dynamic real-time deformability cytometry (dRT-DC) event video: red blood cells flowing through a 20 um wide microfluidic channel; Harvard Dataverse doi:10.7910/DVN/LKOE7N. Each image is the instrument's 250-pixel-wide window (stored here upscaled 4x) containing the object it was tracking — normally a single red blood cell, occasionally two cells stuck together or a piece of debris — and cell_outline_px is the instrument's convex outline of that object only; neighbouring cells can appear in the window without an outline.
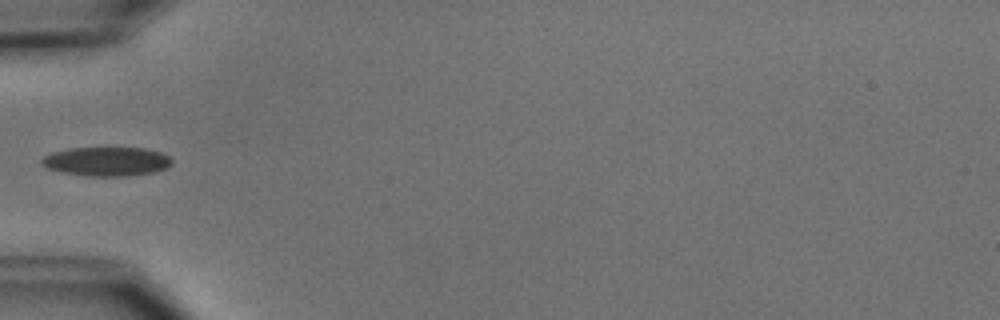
{"species": "common noctule bat (a hibernating species)", "species_latin": "Nyctalus noctula", "temperature_condition": "cold", "stored_images_in_passage": 6, "camera_frame_rate_fps": 3000, "um_per_image_px": 0.085, "animal": {"sex": "male", "body_mass_g": 15.6}, "frame": {"image": 1, "passage_image": 5, "time_ms": 5.667, "image_size_px": [1000, 320], "cell_outline_px": [[172, 164], [168, 168], [152, 172], [128, 176], [88, 176], [64, 172], [48, 168], [40, 164], [40, 160], [44, 156], [52, 152], [68, 148], [108, 144], [144, 148], [160, 152], [168, 156], [172, 160]], "centroid_in_image_um": [9.06, 13.66], "position_along_channel_um": 75.9, "area_um2": 23.12}}